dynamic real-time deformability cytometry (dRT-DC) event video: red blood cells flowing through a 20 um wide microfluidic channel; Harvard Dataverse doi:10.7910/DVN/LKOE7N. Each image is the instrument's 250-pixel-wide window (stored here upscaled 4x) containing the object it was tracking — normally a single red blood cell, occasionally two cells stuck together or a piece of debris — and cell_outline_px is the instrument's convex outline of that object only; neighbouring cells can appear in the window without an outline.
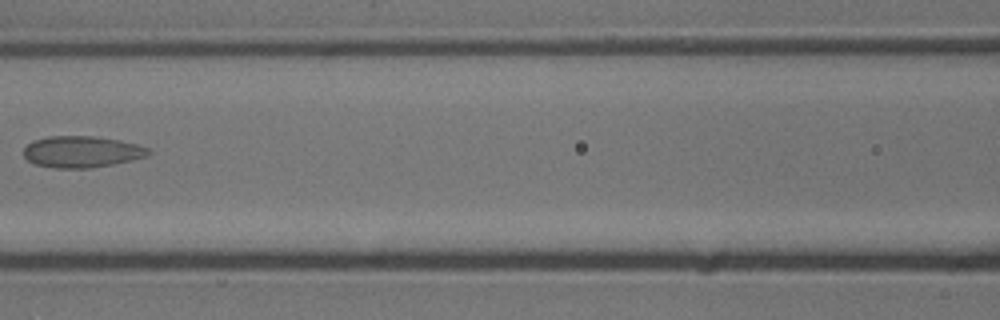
{"species": "common noctule bat (a hibernating species)", "species_latin": "Nyctalus noctula", "temperature_condition": "cold", "stored_images_in_passage": 8, "camera_frame_rate_fps": 3000, "um_per_image_px": 0.085, "animal": {"sex": "male", "body_mass_g": 13.3}, "frame": {"image": 1, "passage_image": 7, "time_ms": 2.0, "image_size_px": [1000, 320], "cell_outline_px": [[152, 152], [148, 156], [112, 164], [92, 168], [56, 168], [36, 164], [28, 160], [24, 156], [24, 148], [32, 140], [48, 136], [92, 136], [120, 140], [136, 144], [148, 148]], "centroid_in_image_um": [6.95, 12.89], "position_along_channel_um": 159.7, "area_um2": 22.83}}
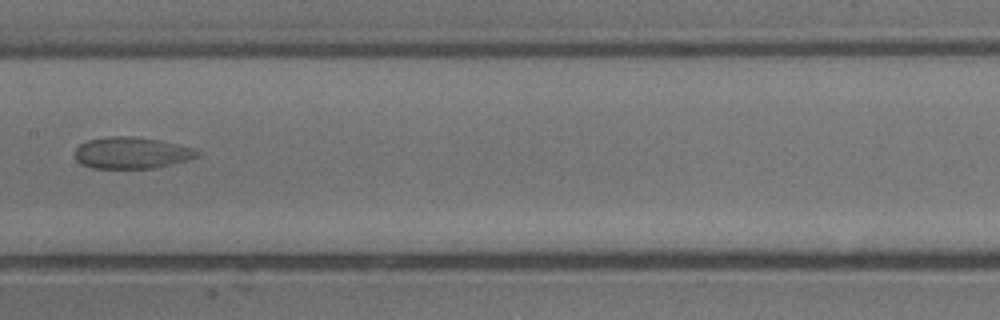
{"frame": {"image": 2, "passage_image": 8, "time_ms": 2.333, "image_size_px": [1000, 320], "cell_outline_px": [[200, 156], [188, 160], [152, 168], [92, 168], [80, 164], [76, 160], [76, 148], [80, 144], [88, 140], [108, 136], [132, 136], [160, 140], [196, 148], [200, 152]], "centroid_in_image_um": [11.21, 12.99], "position_along_channel_um": 196.2, "area_um2": 22.6}}